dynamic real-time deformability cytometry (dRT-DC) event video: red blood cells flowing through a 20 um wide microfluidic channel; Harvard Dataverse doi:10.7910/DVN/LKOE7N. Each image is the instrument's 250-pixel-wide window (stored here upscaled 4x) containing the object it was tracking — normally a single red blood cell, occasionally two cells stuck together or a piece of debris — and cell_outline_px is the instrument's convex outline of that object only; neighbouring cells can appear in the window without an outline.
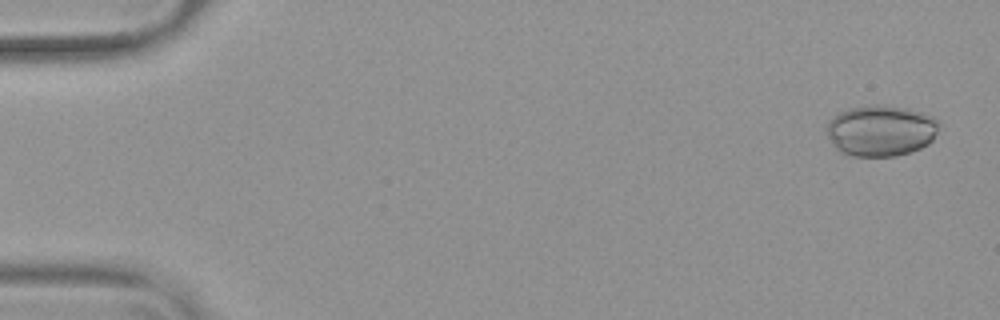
{"species": "common noctule bat (a hibernating species)", "species_latin": "Nyctalus noctula", "temperature_condition": "warm", "stored_images_in_passage": 53, "camera_frame_rate_fps": 3000, "um_per_image_px": 0.085, "animal": {"sex": "female", "body_mass_g": 19.9}, "frame": {"image": 1, "passage_image": 2, "time_ms": 0.333, "image_size_px": [1000, 320], "cell_outline_px": [[940, 124], [932, 140], [928, 144], [920, 148], [896, 156], [852, 156], [840, 152], [836, 148], [828, 136], [828, 120], [840, 112], [852, 108], [868, 104], [884, 104], [908, 108], [932, 116]], "centroid_in_image_um": [74.87, 11.09], "position_along_channel_um": 10.1, "area_um2": 33.41}}
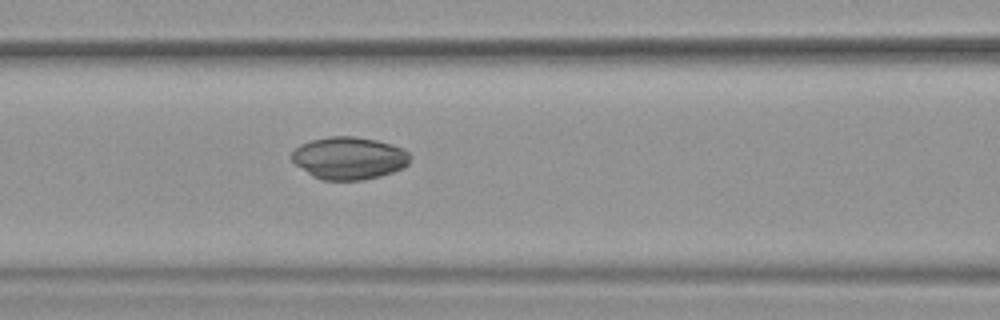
{"frame": {"image": 2, "passage_image": 23, "time_ms": 7.333, "image_size_px": [1000, 320], "cell_outline_px": [[412, 156], [408, 164], [404, 168], [380, 176], [364, 180], [320, 180], [312, 176], [296, 164], [292, 160], [292, 152], [300, 144], [312, 140], [328, 136], [352, 136], [376, 140], [392, 144], [408, 152]], "centroid_in_image_um": [29.68, 13.44], "position_along_channel_um": 136.9, "area_um2": 29.36}}
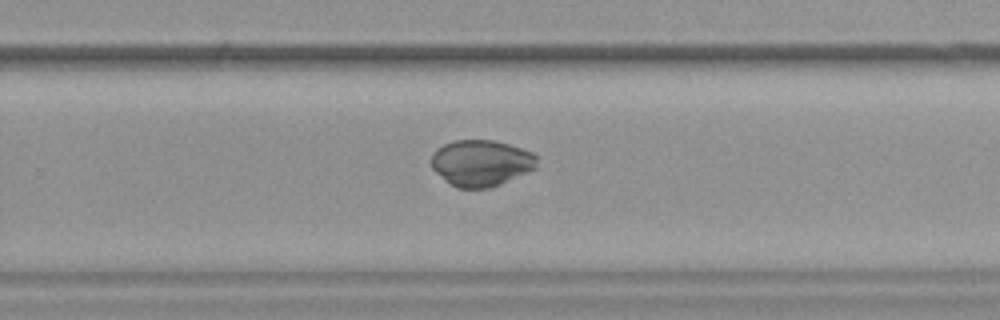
{"frame": {"image": 3, "passage_image": 35, "time_ms": 11.333, "image_size_px": [1000, 320], "cell_outline_px": [[536, 168], [528, 172], [500, 184], [488, 188], [456, 188], [448, 184], [432, 168], [432, 152], [436, 148], [452, 140], [496, 140], [532, 152], [536, 156]], "centroid_in_image_um": [40.86, 13.85], "position_along_channel_um": 288.9, "area_um2": 28.61}}